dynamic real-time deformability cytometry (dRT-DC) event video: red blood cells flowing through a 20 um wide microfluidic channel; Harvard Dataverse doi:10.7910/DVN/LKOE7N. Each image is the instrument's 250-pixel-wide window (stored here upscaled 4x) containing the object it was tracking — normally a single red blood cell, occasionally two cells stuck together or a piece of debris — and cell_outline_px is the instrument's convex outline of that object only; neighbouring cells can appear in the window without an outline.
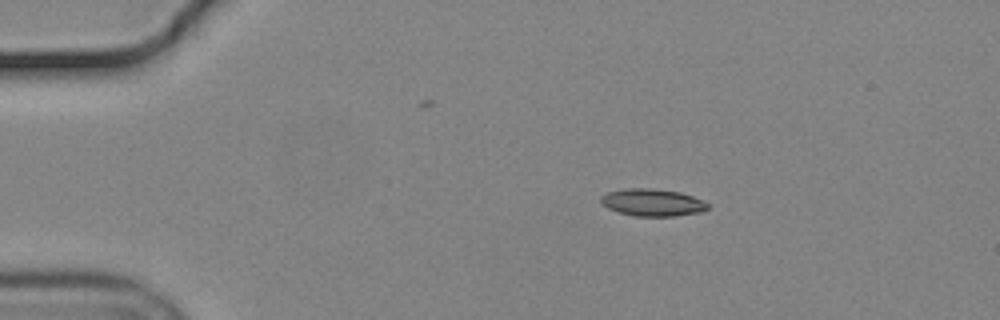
{"species": "common noctule bat (a hibernating species)", "species_latin": "Nyctalus noctula", "temperature_condition": "cold", "stored_images_in_passage": 46, "camera_frame_rate_fps": 3000, "um_per_image_px": 0.085, "animal": {"sex": "male", "body_mass_g": 19.2, "forearm_length_mm": 51.8}, "frame": {"image": 1, "passage_image": 1, "time_ms": 0.0, "image_size_px": [1000, 320], "cell_outline_px": [[708, 208], [704, 212], [676, 216], [636, 216], [620, 212], [608, 208], [600, 200], [600, 196], [608, 192], [624, 188], [652, 188], [680, 192], [692, 196], [708, 204]], "centroid_in_image_um": [55.47, 17.21], "position_along_channel_um": 29.5, "area_um2": 16.94}}
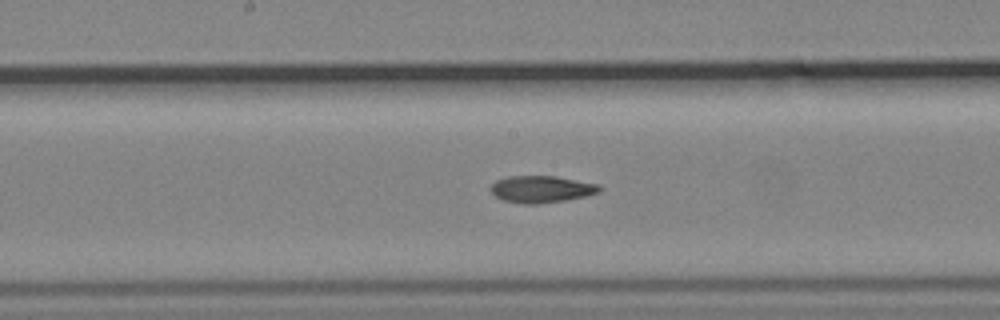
{"frame": {"image": 2, "passage_image": 20, "time_ms": 6.333, "image_size_px": [1000, 320], "cell_outline_px": [[600, 192], [584, 196], [564, 200], [536, 204], [524, 204], [504, 200], [496, 196], [492, 192], [492, 184], [496, 180], [508, 176], [556, 176], [600, 184]], "centroid_in_image_um": [46.04, 16.07], "position_along_channel_um": 202.2, "area_um2": 16.88}}
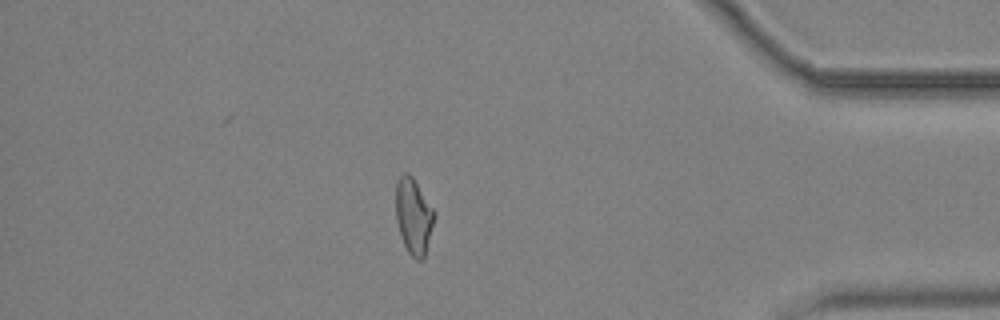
{"frame": {"image": 3, "passage_image": 39, "time_ms": 12.667, "image_size_px": [1000, 320], "cell_outline_px": [[436, 216], [424, 256], [420, 260], [416, 260], [408, 252], [404, 244], [396, 220], [396, 184], [400, 176], [404, 172], [408, 172], [412, 176], [436, 212]], "centroid_in_image_um": [35.16, 18.35], "position_along_channel_um": 400.0, "area_um2": 16.94}, "authors_computed_cell_mechanics": {"area_um2": 17.1666, "velocity_mm_per_s": 3.6984, "shape_relaxation_time_tau1_ms": null, "shape_relaxation_time_tau2_ms": 8.3369, "deformation_change_tau1": null, "deformation_change_tau2": 0.1811}}